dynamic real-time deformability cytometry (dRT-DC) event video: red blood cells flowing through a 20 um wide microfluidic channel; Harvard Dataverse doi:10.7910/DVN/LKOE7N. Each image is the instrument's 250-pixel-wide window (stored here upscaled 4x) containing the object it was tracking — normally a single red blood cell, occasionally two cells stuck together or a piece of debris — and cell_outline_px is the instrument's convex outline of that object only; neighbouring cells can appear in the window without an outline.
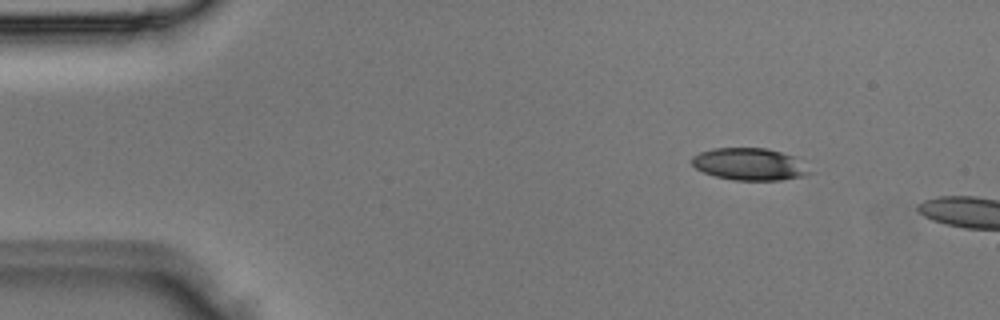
{"species": "Egyptian fruit bat (a non-hibernating species)", "species_latin": "Rousettus aegyptiacus", "temperature_condition": "room temperature", "stored_images_in_passage": 3, "camera_frame_rate_fps": 3000, "um_per_image_px": 0.085, "animal": {"sex": "male"}, "frame": {"image": 1, "passage_image": 2, "time_ms": 0.333, "image_size_px": [1000, 320], "cell_outline_px": [[816, 172], [804, 176], [780, 180], [732, 180], [716, 176], [704, 172], [696, 168], [692, 164], [692, 156], [700, 152], [712, 148], [768, 148], [792, 156]], "centroid_in_image_um": [63.73, 13.96], "position_along_channel_um": 21.3, "area_um2": 22.08}}